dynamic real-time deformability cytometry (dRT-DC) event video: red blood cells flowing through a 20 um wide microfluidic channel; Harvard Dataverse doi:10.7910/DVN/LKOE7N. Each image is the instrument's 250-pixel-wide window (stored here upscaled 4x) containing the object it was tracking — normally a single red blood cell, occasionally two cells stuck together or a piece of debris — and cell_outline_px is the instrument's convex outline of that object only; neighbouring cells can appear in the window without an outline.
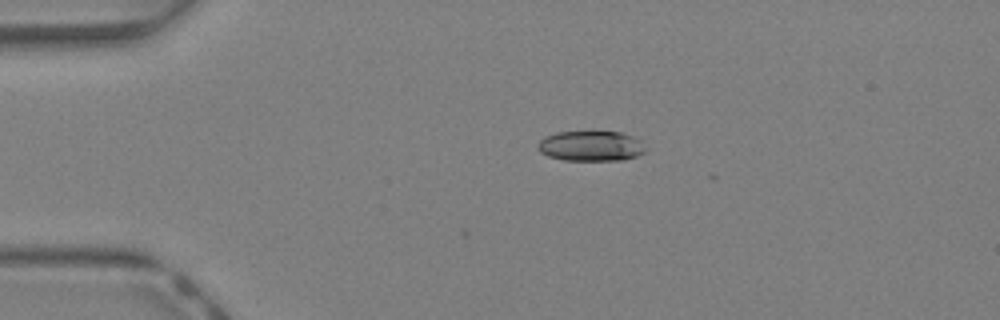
{"species": "Egyptian fruit bat (a non-hibernating species)", "species_latin": "Rousettus aegyptiacus", "temperature_condition": "warm", "stored_images_in_passage": 3, "camera_frame_rate_fps": 3000, "um_per_image_px": 0.085, "animal": {"sex": "female"}, "frame": {"image": 1, "passage_image": 1, "time_ms": 0.0, "image_size_px": [1000, 320], "cell_outline_px": [[648, 148], [644, 152], [636, 156], [624, 160], [564, 160], [548, 156], [540, 152], [536, 148], [536, 144], [544, 136], [556, 132], [592, 128], [620, 132], [632, 136], [640, 140]], "centroid_in_image_um": [50.21, 12.35], "position_along_channel_um": 34.8, "area_um2": 20.06}}